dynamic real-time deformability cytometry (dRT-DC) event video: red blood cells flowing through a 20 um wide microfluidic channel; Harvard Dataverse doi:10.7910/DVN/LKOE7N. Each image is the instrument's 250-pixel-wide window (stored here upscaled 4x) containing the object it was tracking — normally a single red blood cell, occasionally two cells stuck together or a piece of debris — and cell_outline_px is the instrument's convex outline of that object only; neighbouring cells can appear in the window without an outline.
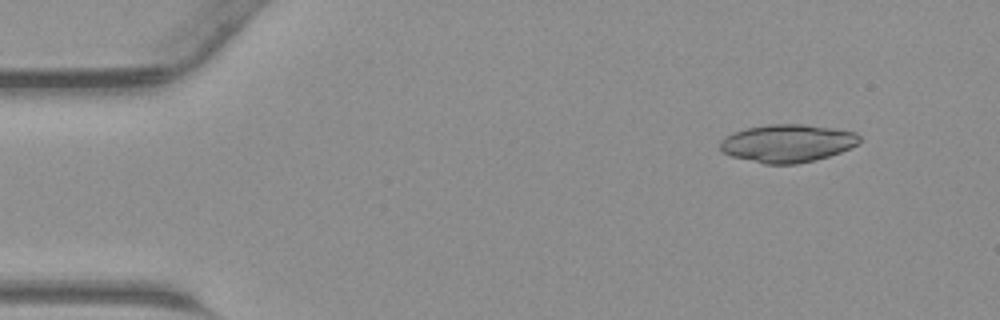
{"species": "common noctule bat (a hibernating species)", "species_latin": "Nyctalus noctula", "temperature_condition": "warm", "stored_images_in_passage": 40, "camera_frame_rate_fps": 3000, "um_per_image_px": 0.085, "animal": {"sex": "male", "body_mass_g": 23.1, "forearm_length_mm": 52.7}, "frame": {"image": 1, "passage_image": 1, "time_ms": 0.0, "image_size_px": [1000, 320], "cell_outline_px": [[860, 140], [856, 144], [840, 152], [816, 160], [796, 164], [764, 164], [732, 156], [720, 152], [720, 140], [732, 132], [748, 128], [768, 124], [804, 124], [832, 128], [856, 132], [860, 136]], "centroid_in_image_um": [66.9, 12.18], "position_along_channel_um": 18.1, "area_um2": 30.75}}